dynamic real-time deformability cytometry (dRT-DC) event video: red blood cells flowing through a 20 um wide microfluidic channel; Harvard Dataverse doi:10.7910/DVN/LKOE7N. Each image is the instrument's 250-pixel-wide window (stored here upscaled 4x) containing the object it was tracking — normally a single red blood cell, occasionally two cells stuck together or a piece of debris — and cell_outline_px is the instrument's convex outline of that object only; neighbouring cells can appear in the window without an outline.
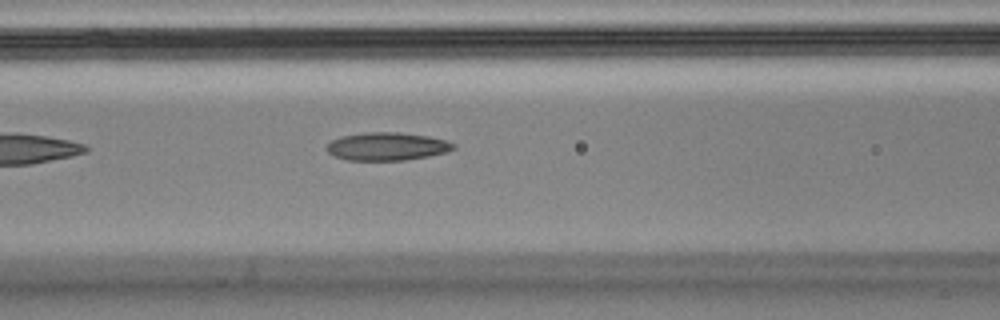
{"species": "Egyptian fruit bat (a non-hibernating species)", "species_latin": "Rousettus aegyptiacus", "temperature_condition": "cold", "stored_images_in_passage": 13, "camera_frame_rate_fps": 3000, "um_per_image_px": 0.085, "animal": {"sex": "male"}, "frame": {"image": 1, "passage_image": 6, "time_ms": 1.667, "image_size_px": [1000, 320], "cell_outline_px": [[456, 148], [448, 152], [428, 156], [404, 160], [348, 160], [336, 156], [328, 152], [324, 148], [332, 140], [340, 136], [364, 132], [400, 132], [428, 136], [448, 140], [456, 144]], "centroid_in_image_um": [32.93, 12.43], "position_along_channel_um": 133.7, "area_um2": 20.87}}
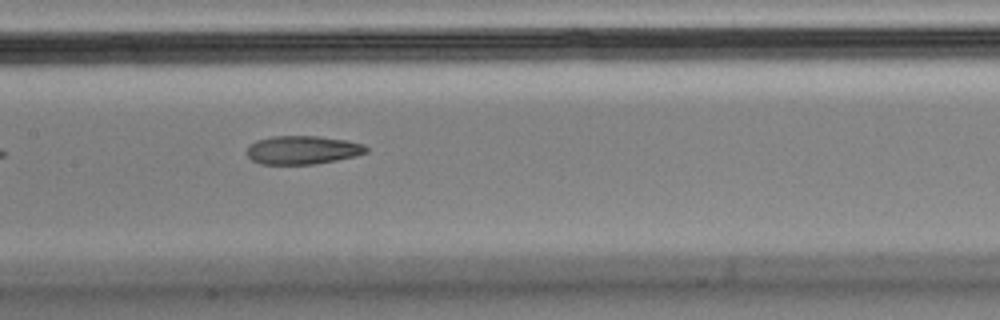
{"frame": {"image": 2, "passage_image": 10, "time_ms": 3.0, "image_size_px": [1000, 320], "cell_outline_px": [[368, 152], [356, 156], [316, 164], [260, 164], [252, 160], [244, 152], [248, 144], [256, 140], [272, 136], [316, 136], [348, 140], [364, 144], [368, 148]], "centroid_in_image_um": [25.69, 12.74], "position_along_channel_um": 181.7, "area_um2": 20.11}}